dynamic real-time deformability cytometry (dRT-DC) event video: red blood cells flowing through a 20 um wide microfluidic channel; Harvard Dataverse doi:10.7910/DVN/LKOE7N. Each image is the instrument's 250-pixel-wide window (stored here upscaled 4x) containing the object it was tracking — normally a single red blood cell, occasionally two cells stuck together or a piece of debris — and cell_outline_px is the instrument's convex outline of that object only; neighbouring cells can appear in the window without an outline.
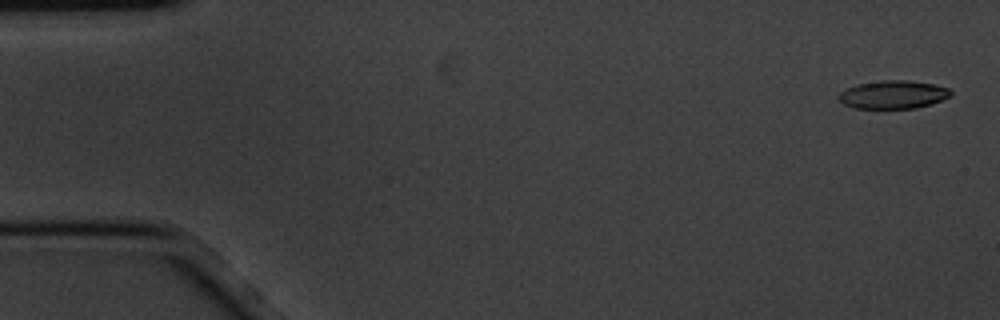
{"species": "common noctule bat (a hibernating species)", "species_latin": "Nyctalus noctula", "temperature_condition": "cold", "stored_images_in_passage": 7, "camera_frame_rate_fps": 3000, "um_per_image_px": 0.085, "animal": {"sex": "male", "body_mass_g": 20.1, "forearm_length_mm": 53.5}, "frame": {"image": 1, "passage_image": 1, "time_ms": 0.0, "image_size_px": [1000, 320], "cell_outline_px": [[952, 96], [916, 108], [856, 108], [844, 104], [836, 96], [840, 92], [856, 84], [880, 80], [908, 80], [936, 84], [948, 88], [952, 92]], "centroid_in_image_um": [75.91, 8.02], "position_along_channel_um": 9.1, "area_um2": 18.38}}
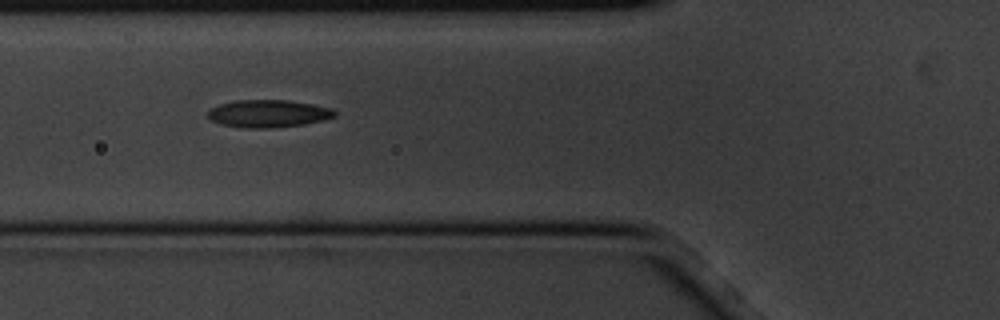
{"frame": {"image": 2, "passage_image": 6, "time_ms": 1.667, "image_size_px": [1000, 320], "cell_outline_px": [[336, 116], [324, 120], [304, 124], [272, 128], [240, 128], [220, 124], [212, 120], [208, 116], [208, 112], [212, 108], [220, 104], [236, 100], [288, 100], [312, 104], [332, 108], [336, 112]], "centroid_in_image_um": [22.82, 9.66], "position_along_channel_um": 103.0, "area_um2": 20.4}}
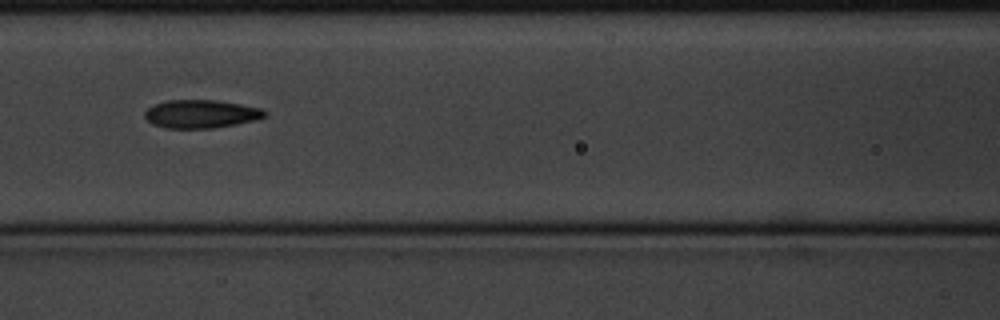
{"frame": {"image": 3, "passage_image": 7, "time_ms": 2.0, "image_size_px": [1000, 320], "cell_outline_px": [[264, 116], [256, 120], [236, 124], [212, 128], [164, 128], [152, 124], [144, 116], [144, 112], [148, 108], [156, 104], [168, 100], [216, 100], [240, 104], [260, 108], [264, 112]], "centroid_in_image_um": [17.04, 9.69], "position_along_channel_um": 149.6, "area_um2": 19.54}}